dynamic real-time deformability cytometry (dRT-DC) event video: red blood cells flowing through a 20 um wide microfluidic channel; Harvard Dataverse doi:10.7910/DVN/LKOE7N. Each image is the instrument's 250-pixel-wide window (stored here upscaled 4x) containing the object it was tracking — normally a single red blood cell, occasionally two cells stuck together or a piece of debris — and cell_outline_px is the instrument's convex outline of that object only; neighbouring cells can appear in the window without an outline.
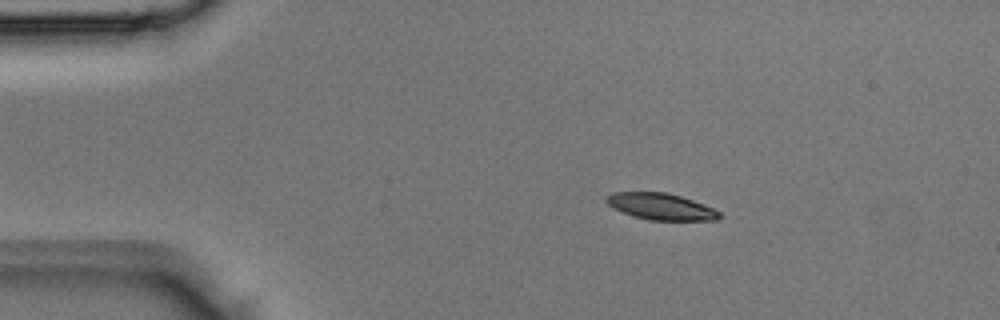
{"species": "Egyptian fruit bat (a non-hibernating species)", "species_latin": "Rousettus aegyptiacus", "temperature_condition": "room temperature", "stored_images_in_passage": 2, "camera_frame_rate_fps": 3000, "um_per_image_px": 0.085, "animal": {"sex": "male"}, "frame": {"image": 1, "passage_image": 1, "time_ms": 0.0, "image_size_px": [1000, 320], "cell_outline_px": [[720, 216], [716, 220], [648, 220], [632, 216], [608, 204], [604, 200], [604, 196], [612, 192], [668, 192], [704, 204], [720, 212]], "centroid_in_image_um": [56.15, 17.54], "position_along_channel_um": 28.9, "area_um2": 17.4}}